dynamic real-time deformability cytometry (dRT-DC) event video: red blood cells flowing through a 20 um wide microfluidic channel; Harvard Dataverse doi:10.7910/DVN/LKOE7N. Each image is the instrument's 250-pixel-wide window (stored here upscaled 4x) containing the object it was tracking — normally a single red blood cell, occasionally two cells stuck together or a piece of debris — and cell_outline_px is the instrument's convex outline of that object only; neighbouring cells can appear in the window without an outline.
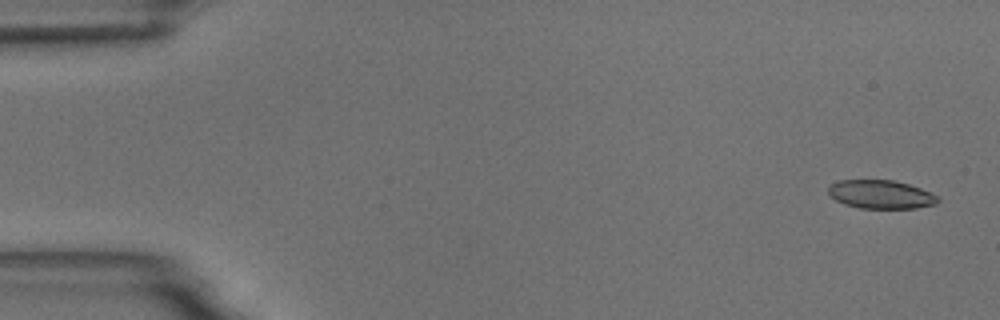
{"species": "common noctule bat (a hibernating species)", "species_latin": "Nyctalus noctula", "temperature_condition": "room temperature", "stored_images_in_passage": 56, "camera_frame_rate_fps": 3000, "um_per_image_px": 0.085, "animal": {"sex": "male", "body_mass_g": 18.8}, "frame": {"image": 1, "passage_image": 3, "time_ms": 0.667, "image_size_px": [1000, 320], "cell_outline_px": [[940, 200], [936, 204], [916, 208], [860, 208], [844, 204], [836, 200], [828, 192], [828, 188], [832, 184], [840, 180], [892, 180], [908, 184], [920, 188], [936, 196]], "centroid_in_image_um": [74.86, 16.53], "position_along_channel_um": 10.1, "area_um2": 17.98}}
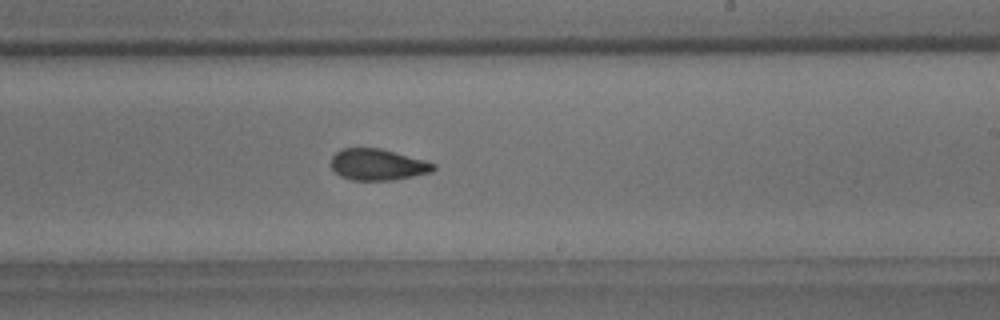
{"frame": {"image": 2, "passage_image": 34, "time_ms": 11.0, "image_size_px": [1000, 320], "cell_outline_px": [[436, 168], [432, 172], [392, 180], [352, 180], [340, 176], [332, 168], [332, 156], [340, 148], [380, 148], [424, 160], [436, 164]], "centroid_in_image_um": [32.1, 13.99], "position_along_channel_um": 256.9, "area_um2": 18.61}}
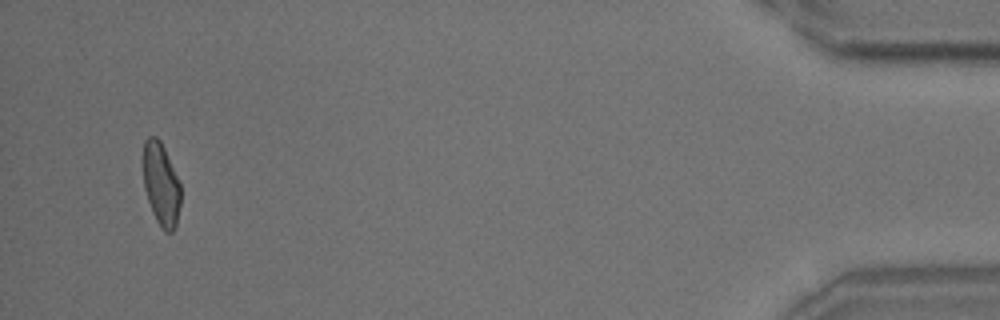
{"frame": {"image": 3, "passage_image": 54, "time_ms": 17.667, "image_size_px": [1000, 320], "cell_outline_px": [[180, 204], [176, 224], [172, 232], [164, 232], [160, 228], [152, 212], [144, 188], [144, 140], [148, 136], [156, 136], [160, 140], [164, 148], [180, 184]], "centroid_in_image_um": [13.69, 15.69], "position_along_channel_um": 421.5, "area_um2": 17.92}, "authors_computed_cell_mechanics": {"area_um2": 19.1318, "velocity_mm_per_s": 3.6482, "shape_relaxation_time_tau1_ms": 6.0574, "shape_relaxation_time_tau2_ms": 2.2823, "deformation_change_tau1": 0.1533, "deformation_change_tau2": 0.0777}}